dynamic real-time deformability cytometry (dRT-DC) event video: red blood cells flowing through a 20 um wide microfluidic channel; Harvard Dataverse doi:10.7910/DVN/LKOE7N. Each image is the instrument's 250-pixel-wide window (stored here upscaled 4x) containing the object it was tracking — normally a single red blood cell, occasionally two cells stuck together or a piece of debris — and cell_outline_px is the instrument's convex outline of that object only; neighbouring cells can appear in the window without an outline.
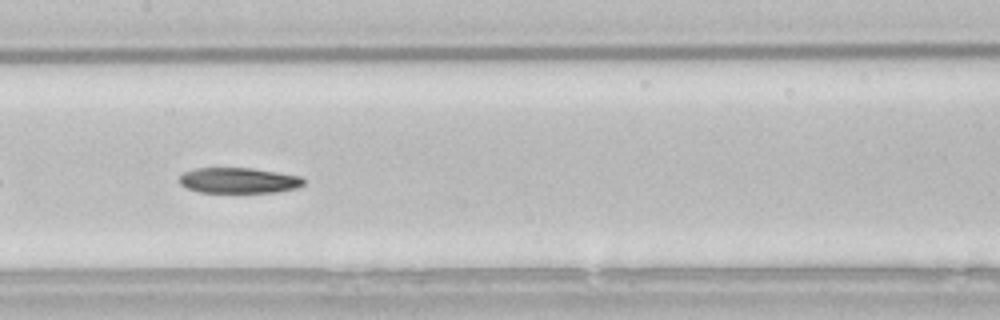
{"species": "common noctule bat (a hibernating species)", "species_latin": "Nyctalus noctula", "temperature_condition": "room temperature", "stored_images_in_passage": 17, "camera_frame_rate_fps": 3000, "um_per_image_px": 0.085, "animal": {"sex": "male", "body_mass_g": 21.5, "forearm_length_mm": 52.0}, "frame": {"image": 1, "passage_image": 12, "time_ms": 3.667, "image_size_px": [1000, 320], "cell_outline_px": [[304, 184], [296, 188], [276, 192], [200, 192], [188, 188], [180, 184], [180, 176], [184, 172], [192, 168], [252, 168], [300, 176], [304, 180]], "centroid_in_image_um": [20.27, 15.33], "position_along_channel_um": 187.1, "area_um2": 18.38}}
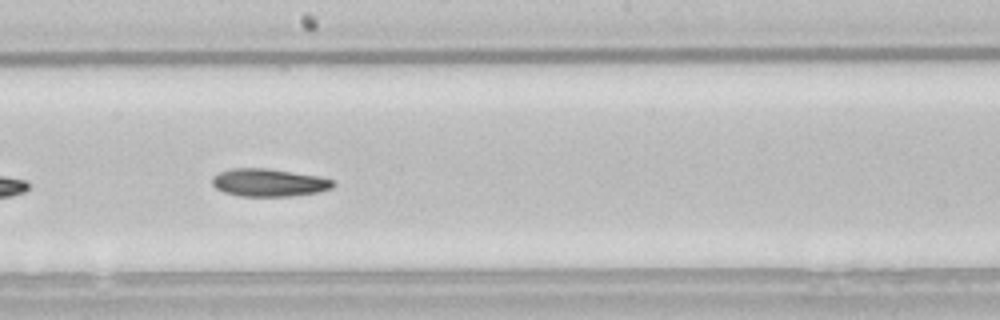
{"frame": {"image": 2, "passage_image": 15, "time_ms": 4.667, "image_size_px": [1000, 320], "cell_outline_px": [[336, 184], [332, 188], [320, 192], [292, 196], [240, 196], [224, 192], [216, 188], [212, 184], [212, 176], [220, 172], [232, 168], [268, 168], [320, 176], [332, 180]], "centroid_in_image_um": [22.87, 15.52], "position_along_channel_um": 225.3, "area_um2": 19.71}}